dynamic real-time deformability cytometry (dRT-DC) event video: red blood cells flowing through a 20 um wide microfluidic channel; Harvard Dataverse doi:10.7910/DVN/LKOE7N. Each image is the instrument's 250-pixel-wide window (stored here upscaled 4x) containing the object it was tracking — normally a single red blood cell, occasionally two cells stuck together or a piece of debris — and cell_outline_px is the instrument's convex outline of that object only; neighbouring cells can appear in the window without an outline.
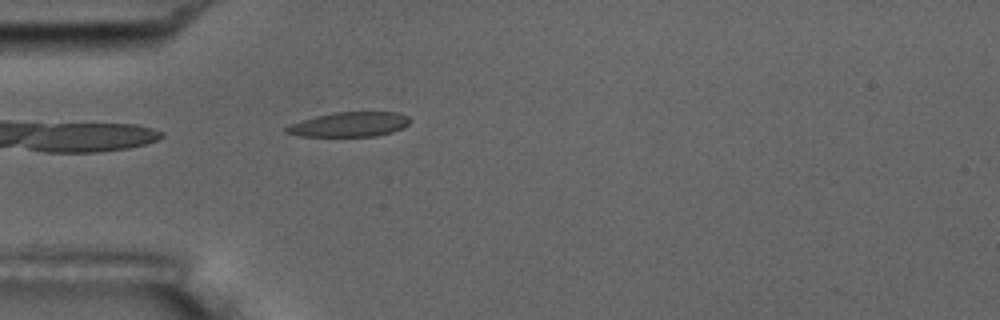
{"species": "common noctule bat (a hibernating species)", "species_latin": "Nyctalus noctula", "temperature_condition": "room temperature", "stored_images_in_passage": 3, "camera_frame_rate_fps": 3000, "um_per_image_px": 0.085, "animal": {"sex": "male", "body_mass_g": 17.5, "forearm_length_mm": 52.3}, "frame": {"image": 1, "passage_image": 3, "time_ms": 2.333, "image_size_px": [1000, 320], "cell_outline_px": [[412, 120], [404, 128], [392, 132], [376, 136], [300, 136], [284, 132], [284, 128], [292, 124], [316, 116], [332, 112], [396, 112], [408, 116]], "centroid_in_image_um": [29.75, 10.57], "position_along_channel_um": 55.3, "area_um2": 17.74}}